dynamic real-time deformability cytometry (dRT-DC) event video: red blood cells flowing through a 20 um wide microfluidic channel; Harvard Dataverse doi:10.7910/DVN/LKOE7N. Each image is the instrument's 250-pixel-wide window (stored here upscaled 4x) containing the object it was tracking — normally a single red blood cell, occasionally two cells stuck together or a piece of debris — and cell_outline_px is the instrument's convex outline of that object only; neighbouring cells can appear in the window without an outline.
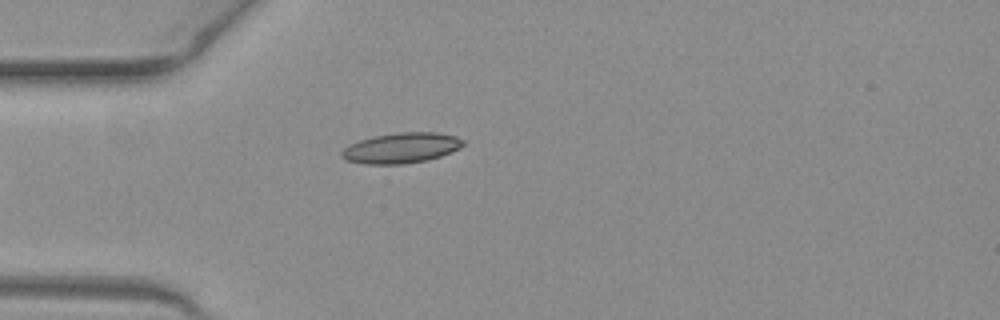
{"species": "common noctule bat (a hibernating species)", "species_latin": "Nyctalus noctula", "temperature_condition": "warm", "stored_images_in_passage": 33, "camera_frame_rate_fps": 3000, "um_per_image_px": 0.085, "animal": {"sex": "female", "body_mass_g": 19.3, "forearm_length_mm": 54.1}, "frame": {"image": 1, "passage_image": 2, "time_ms": 0.333, "image_size_px": [1000, 320], "cell_outline_px": [[464, 144], [460, 148], [440, 156], [428, 160], [404, 164], [364, 164], [344, 160], [340, 156], [340, 152], [344, 148], [360, 140], [372, 136], [396, 132], [436, 132], [456, 136], [464, 140]], "centroid_in_image_um": [34.09, 12.58], "position_along_channel_um": 50.9, "area_um2": 21.68}}
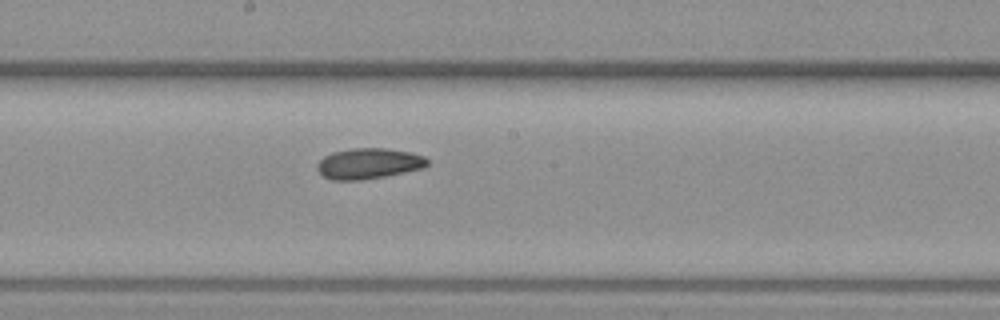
{"frame": {"image": 2, "passage_image": 15, "time_ms": 4.667, "image_size_px": [1000, 320], "cell_outline_px": [[428, 164], [424, 168], [384, 176], [360, 180], [332, 180], [324, 176], [316, 168], [316, 164], [324, 156], [332, 152], [352, 148], [384, 148], [412, 152], [424, 156], [428, 160]], "centroid_in_image_um": [31.33, 13.89], "position_along_channel_um": 216.9, "area_um2": 19.71}}
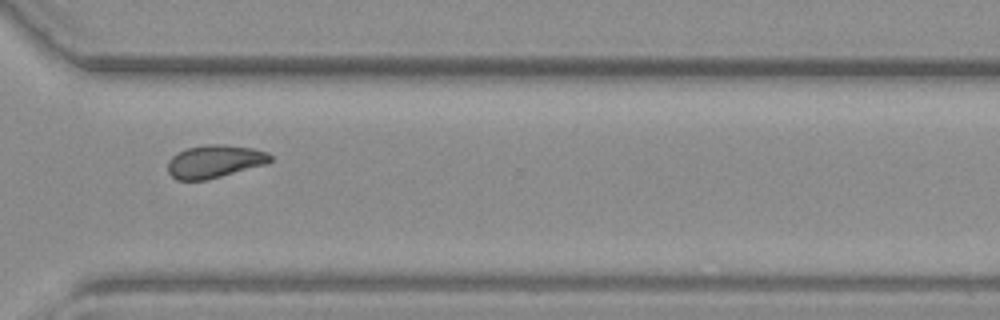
{"frame": {"image": 3, "passage_image": 25, "time_ms": 8.0, "image_size_px": [1000, 320], "cell_outline_px": [[272, 160], [268, 164], [208, 180], [176, 180], [168, 172], [168, 160], [172, 156], [188, 148], [208, 144], [224, 144], [252, 148], [268, 152], [272, 156]], "centroid_in_image_um": [18.28, 13.73], "position_along_channel_um": 352.3, "area_um2": 19.83}, "authors_computed_cell_mechanics": {"area_um2": 19.652, "velocity_mm_per_s": 4.0676, "shape_relaxation_time_tau1_ms": 3.7109, "shape_relaxation_time_tau2_ms": 2.3136, "deformation_change_tau1": 0.1323, "deformation_change_tau2": 0.074}}